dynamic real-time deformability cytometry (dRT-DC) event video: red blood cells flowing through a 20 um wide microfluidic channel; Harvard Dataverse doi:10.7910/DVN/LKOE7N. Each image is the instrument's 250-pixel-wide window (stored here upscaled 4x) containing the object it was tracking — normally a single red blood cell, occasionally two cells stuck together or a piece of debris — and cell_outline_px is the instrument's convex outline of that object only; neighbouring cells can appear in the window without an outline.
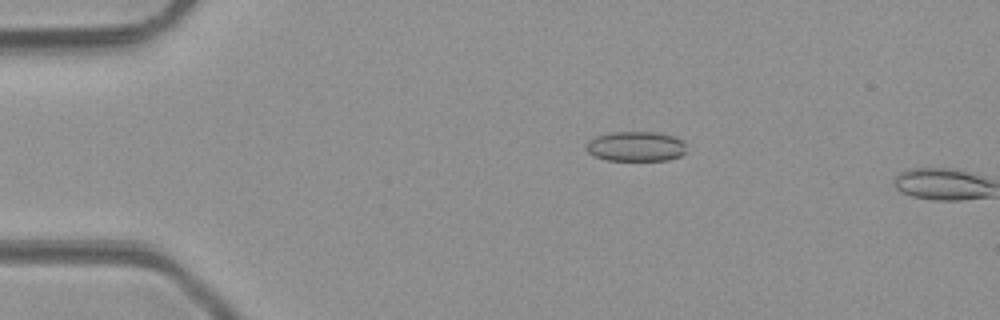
{"species": "common noctule bat (a hibernating species)", "species_latin": "Nyctalus noctula", "temperature_condition": "room temperature", "stored_images_in_passage": 4, "camera_frame_rate_fps": 3000, "um_per_image_px": 0.085, "animal": {"sex": "male", "body_mass_g": 23.1, "forearm_length_mm": 52.7}, "frame": {"image": 1, "passage_image": 3, "time_ms": 2.333, "image_size_px": [1000, 320], "cell_outline_px": [[688, 152], [680, 156], [668, 160], [608, 160], [596, 156], [588, 152], [584, 148], [588, 140], [596, 136], [608, 132], [656, 132], [676, 136], [684, 140]], "centroid_in_image_um": [54.09, 12.43], "position_along_channel_um": 30.9, "area_um2": 17.8}}